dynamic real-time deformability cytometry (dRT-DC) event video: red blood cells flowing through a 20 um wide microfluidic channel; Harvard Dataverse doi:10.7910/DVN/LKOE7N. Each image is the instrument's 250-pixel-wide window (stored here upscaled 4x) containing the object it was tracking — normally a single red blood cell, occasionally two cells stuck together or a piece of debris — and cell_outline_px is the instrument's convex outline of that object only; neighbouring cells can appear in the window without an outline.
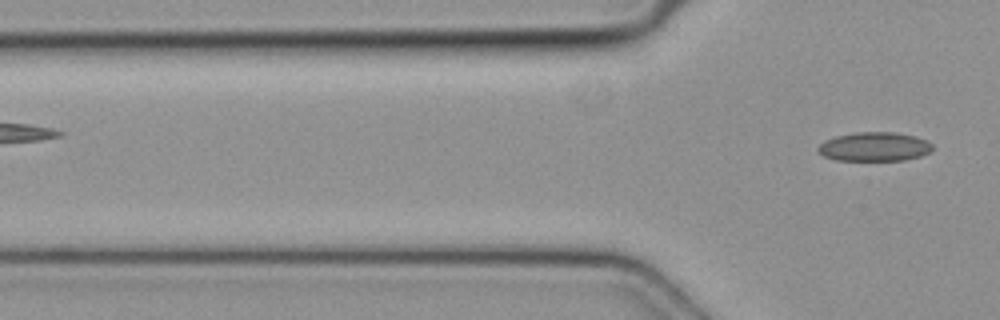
{"species": "common noctule bat (a hibernating species)", "species_latin": "Nyctalus noctula", "temperature_condition": "cold", "stored_images_in_passage": 7, "camera_frame_rate_fps": 3000, "um_per_image_px": 0.085, "animal": {"sex": "female", "body_mass_g": 19.3, "forearm_length_mm": 54.1}, "frame": {"image": 1, "passage_image": 7, "time_ms": 2.0, "image_size_px": [1000, 320], "cell_outline_px": [[932, 148], [928, 152], [920, 156], [904, 160], [836, 160], [824, 156], [816, 148], [824, 140], [836, 136], [856, 132], [896, 132], [916, 136], [932, 144]], "centroid_in_image_um": [74.3, 12.46], "position_along_channel_um": 51.5, "area_um2": 19.25}}